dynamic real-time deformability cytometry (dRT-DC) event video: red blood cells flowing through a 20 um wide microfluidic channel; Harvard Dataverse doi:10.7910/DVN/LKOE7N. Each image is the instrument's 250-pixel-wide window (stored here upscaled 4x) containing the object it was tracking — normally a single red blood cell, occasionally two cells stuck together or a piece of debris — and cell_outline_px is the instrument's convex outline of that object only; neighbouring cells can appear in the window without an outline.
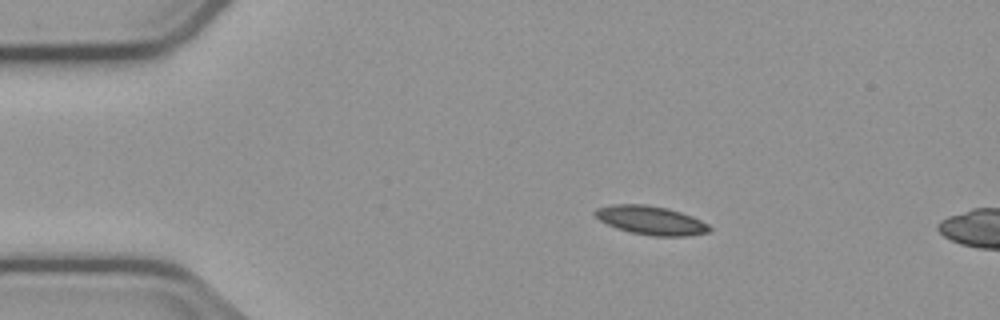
{"species": "common noctule bat (a hibernating species)", "species_latin": "Nyctalus noctula", "temperature_condition": "cold", "stored_images_in_passage": 14, "camera_frame_rate_fps": 3000, "um_per_image_px": 0.085, "animal": {"sex": "male", "body_mass_g": 23.1, "forearm_length_mm": 52.7}, "frame": {"image": 1, "passage_image": 10, "time_ms": 3.0, "image_size_px": [1000, 320], "cell_outline_px": [[712, 228], [708, 232], [688, 236], [652, 236], [632, 232], [616, 228], [600, 220], [592, 212], [596, 208], [612, 204], [644, 204], [668, 208], [692, 216], [708, 224]], "centroid_in_image_um": [55.32, 18.72], "position_along_channel_um": 29.7, "area_um2": 19.13}}